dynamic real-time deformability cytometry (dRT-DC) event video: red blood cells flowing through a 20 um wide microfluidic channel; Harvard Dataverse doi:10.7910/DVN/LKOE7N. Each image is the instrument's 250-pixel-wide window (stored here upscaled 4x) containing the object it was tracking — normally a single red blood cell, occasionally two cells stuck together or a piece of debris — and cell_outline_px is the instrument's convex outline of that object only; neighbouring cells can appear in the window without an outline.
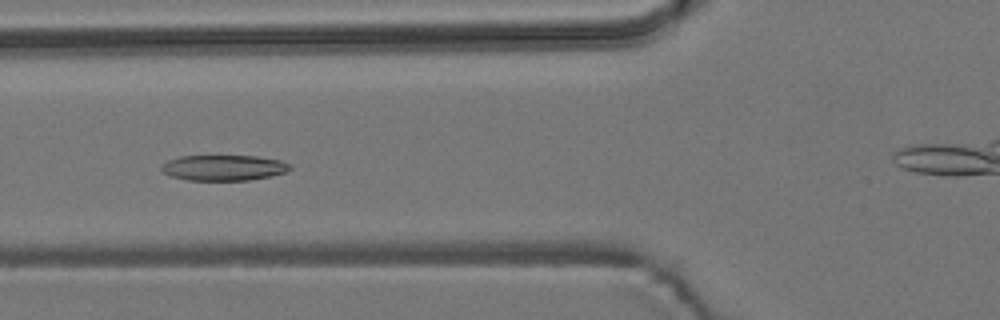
{"species": "common noctule bat (a hibernating species)", "species_latin": "Nyctalus noctula", "temperature_condition": "room temperature", "stored_images_in_passage": 5, "camera_frame_rate_fps": 3000, "um_per_image_px": 0.085, "animal": {"sex": "male", "body_mass_g": 19.2, "forearm_length_mm": 51.8}, "frame": {"image": 1, "passage_image": 4, "time_ms": 3.333, "image_size_px": [1000, 320], "cell_outline_px": [[292, 168], [288, 172], [272, 176], [248, 180], [188, 180], [168, 176], [160, 168], [168, 160], [180, 156], [256, 156], [280, 160], [292, 164]], "centroid_in_image_um": [19.06, 14.26], "position_along_channel_um": 106.7, "area_um2": 19.31}}
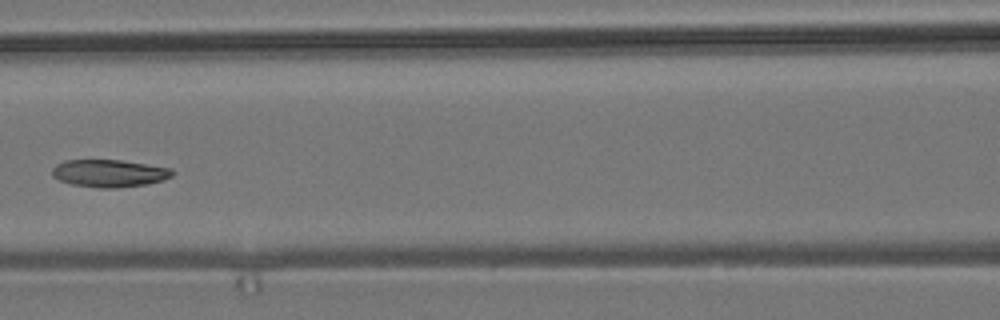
{"frame": {"image": 2, "passage_image": 5, "time_ms": 4.667, "image_size_px": [1000, 320], "cell_outline_px": [[176, 172], [172, 176], [164, 180], [148, 184], [112, 188], [100, 188], [72, 184], [60, 180], [52, 176], [52, 168], [56, 164], [64, 160], [120, 160], [172, 168]], "centroid_in_image_um": [9.31, 14.72], "position_along_channel_um": 157.3, "area_um2": 19.31}}